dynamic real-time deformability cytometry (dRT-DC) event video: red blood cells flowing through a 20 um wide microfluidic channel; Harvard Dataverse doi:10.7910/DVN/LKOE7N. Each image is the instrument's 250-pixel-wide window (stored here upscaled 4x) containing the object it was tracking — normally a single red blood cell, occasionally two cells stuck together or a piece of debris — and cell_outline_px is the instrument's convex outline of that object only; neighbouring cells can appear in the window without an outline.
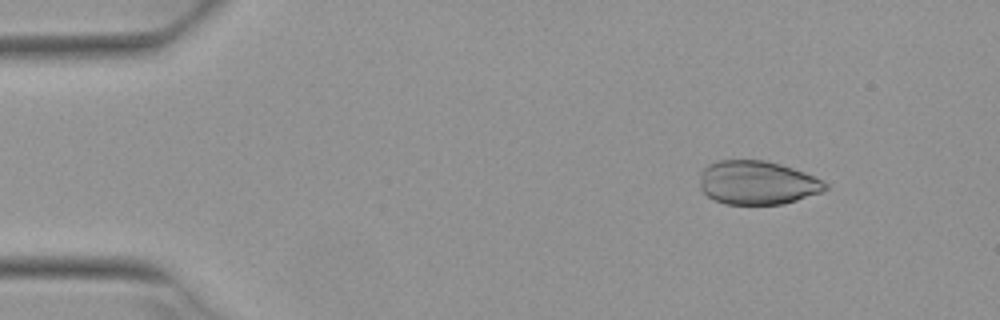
{"species": "Egyptian fruit bat (a non-hibernating species)", "species_latin": "Rousettus aegyptiacus", "temperature_condition": "warm", "stored_images_in_passage": 5, "camera_frame_rate_fps": 3000, "um_per_image_px": 0.085, "animal": {"sex": "female"}, "frame": {"image": 1, "passage_image": 2, "time_ms": 0.333, "image_size_px": [1000, 320], "cell_outline_px": [[828, 188], [820, 192], [784, 204], [724, 204], [708, 196], [700, 188], [700, 172], [708, 164], [716, 160], [764, 160], [780, 164], [804, 172], [828, 184]], "centroid_in_image_um": [64.33, 15.52], "position_along_channel_um": 20.7, "area_um2": 31.85}}
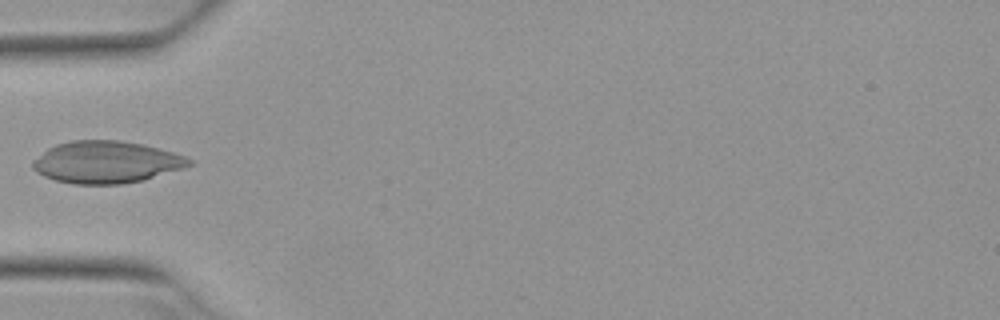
{"frame": {"image": 2, "passage_image": 5, "time_ms": 1.333, "image_size_px": [1000, 320], "cell_outline_px": [[192, 164], [184, 168], [144, 180], [120, 184], [72, 184], [56, 180], [44, 176], [36, 172], [32, 168], [32, 160], [48, 148], [56, 144], [72, 140], [120, 140], [144, 144], [160, 148], [184, 156], [192, 160]], "centroid_in_image_um": [9.02, 13.78], "position_along_channel_um": 76.0, "area_um2": 38.49}}